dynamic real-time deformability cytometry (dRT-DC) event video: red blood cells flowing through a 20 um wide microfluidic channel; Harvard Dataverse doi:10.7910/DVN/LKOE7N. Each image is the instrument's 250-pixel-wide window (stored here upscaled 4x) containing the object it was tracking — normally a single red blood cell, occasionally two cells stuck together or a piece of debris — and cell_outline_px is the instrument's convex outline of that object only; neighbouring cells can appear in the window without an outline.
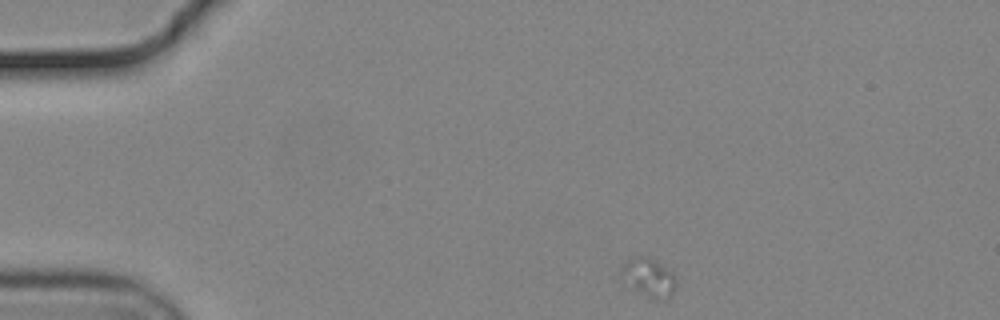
{"species": "common noctule bat (a hibernating species)", "species_latin": "Nyctalus noctula", "temperature_condition": "cold", "stored_images_in_passage": 16, "camera_frame_rate_fps": 3000, "um_per_image_px": 0.085, "animal": {"sex": "male", "body_mass_g": 19.2, "forearm_length_mm": 51.8}, "frame": {"image": 1, "passage_image": 1, "time_ms": 0.0, "image_size_px": [1000, 320], "cell_outline_px": [[676, 288], [672, 296], [668, 300], [648, 300], [620, 272], [624, 264], [632, 256], [648, 256], [672, 272], [676, 280]], "centroid_in_image_um": [55.24, 23.62], "position_along_channel_um": 29.8, "area_um2": 12.14}}